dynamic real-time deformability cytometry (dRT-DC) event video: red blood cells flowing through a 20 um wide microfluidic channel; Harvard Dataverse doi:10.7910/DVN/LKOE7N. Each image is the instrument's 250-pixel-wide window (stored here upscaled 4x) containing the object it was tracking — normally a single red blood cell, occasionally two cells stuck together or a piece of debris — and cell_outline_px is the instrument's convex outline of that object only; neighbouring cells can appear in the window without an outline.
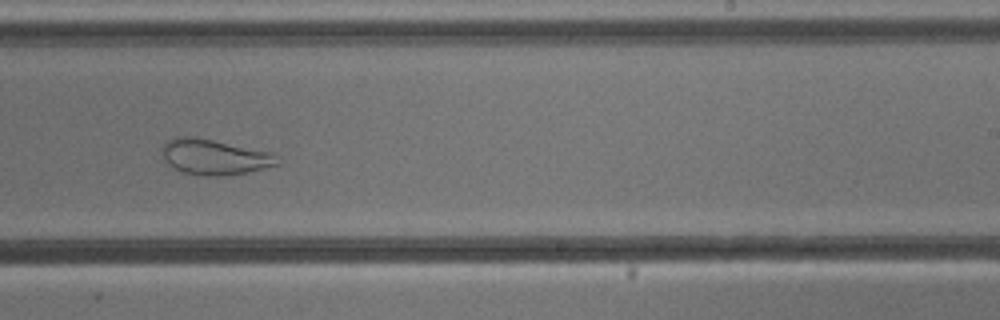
{"species": "common noctule bat (a hibernating species)", "species_latin": "Nyctalus noctula", "temperature_condition": "cold", "stored_images_in_passage": 53, "camera_frame_rate_fps": 3000, "um_per_image_px": 0.085, "animal": {"sex": "male", "body_mass_g": 13.3}, "frame": {"image": 1, "passage_image": 32, "time_ms": 10.333, "image_size_px": [1000, 320], "cell_outline_px": [[280, 164], [248, 172], [228, 176], [200, 176], [184, 172], [168, 164], [164, 160], [160, 148], [168, 140], [176, 136], [196, 136], [272, 152], [280, 156]], "centroid_in_image_um": [18.25, 13.33], "position_along_channel_um": 270.7, "area_um2": 24.33}}
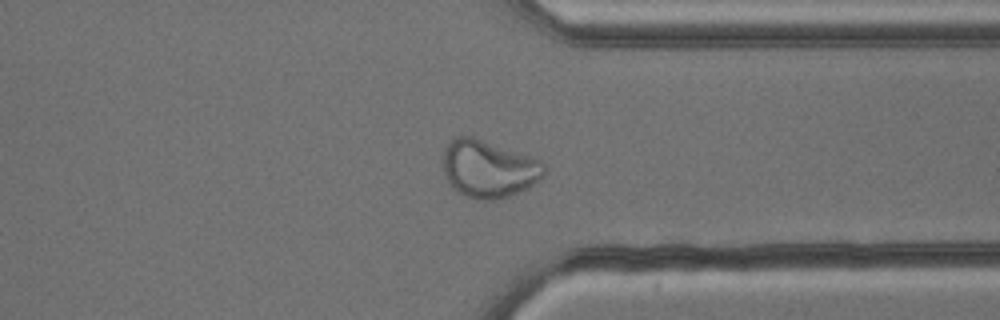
{"frame": {"image": 2, "passage_image": 40, "time_ms": 13.0, "image_size_px": [1000, 320], "cell_outline_px": [[544, 176], [540, 180], [528, 188], [508, 196], [496, 200], [476, 200], [460, 192], [448, 180], [444, 172], [444, 152], [448, 144], [456, 136], [472, 136], [528, 156], [544, 164]], "centroid_in_image_um": [41.54, 14.36], "position_along_channel_um": 369.9, "area_um2": 33.12}}
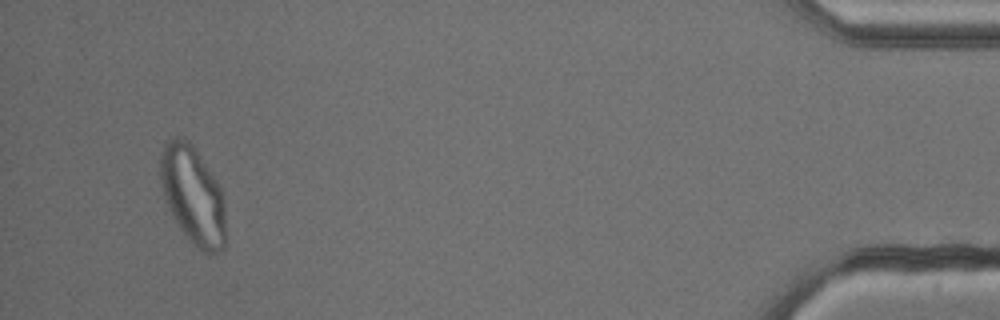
{"frame": {"image": 3, "passage_image": 50, "time_ms": 16.333, "image_size_px": [1000, 320], "cell_outline_px": [[228, 240], [224, 248], [208, 256], [196, 248], [192, 244], [180, 228], [172, 216], [164, 196], [160, 180], [160, 152], [164, 144], [168, 140], [176, 136], [188, 140], [196, 148], [216, 180], [220, 188], [224, 204]], "centroid_in_image_um": [16.42, 16.64], "position_along_channel_um": 418.8, "area_um2": 38.03}}